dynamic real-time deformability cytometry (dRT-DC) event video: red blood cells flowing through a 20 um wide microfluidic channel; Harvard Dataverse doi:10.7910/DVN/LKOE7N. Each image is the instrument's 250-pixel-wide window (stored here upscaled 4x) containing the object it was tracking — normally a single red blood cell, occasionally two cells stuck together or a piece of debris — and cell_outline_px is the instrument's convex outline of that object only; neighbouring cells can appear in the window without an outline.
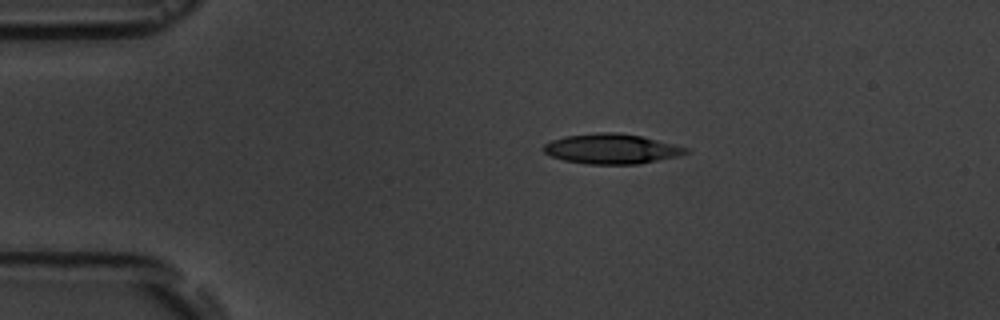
{"species": "common noctule bat (a hibernating species)", "species_latin": "Nyctalus noctula", "temperature_condition": "room temperature", "stored_images_in_passage": 4, "camera_frame_rate_fps": 3000, "um_per_image_px": 0.085, "animal": {"sex": "male", "body_mass_g": 19.5, "forearm_length_mm": 54.6}, "frame": {"image": 1, "passage_image": 2, "time_ms": 1.333, "image_size_px": [1000, 320], "cell_outline_px": [[688, 152], [676, 156], [640, 164], [588, 164], [564, 160], [552, 156], [544, 152], [540, 148], [544, 144], [552, 140], [564, 136], [600, 132], [616, 132], [640, 136], [688, 148]], "centroid_in_image_um": [51.92, 12.65], "position_along_channel_um": 33.1, "area_um2": 24.62}}
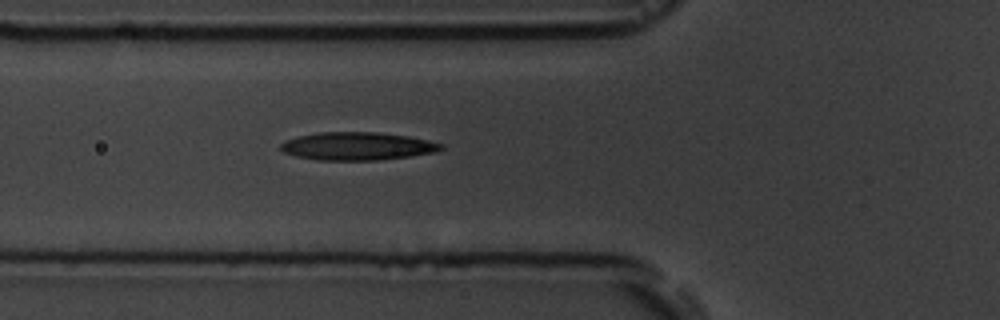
{"frame": {"image": 2, "passage_image": 4, "time_ms": 4.333, "image_size_px": [1000, 320], "cell_outline_px": [[444, 148], [432, 152], [408, 156], [380, 160], [316, 160], [296, 156], [284, 152], [280, 148], [280, 144], [284, 140], [296, 136], [320, 132], [376, 132], [408, 136], [428, 140], [444, 144]], "centroid_in_image_um": [30.33, 12.42], "position_along_channel_um": 95.5, "area_um2": 26.13}}